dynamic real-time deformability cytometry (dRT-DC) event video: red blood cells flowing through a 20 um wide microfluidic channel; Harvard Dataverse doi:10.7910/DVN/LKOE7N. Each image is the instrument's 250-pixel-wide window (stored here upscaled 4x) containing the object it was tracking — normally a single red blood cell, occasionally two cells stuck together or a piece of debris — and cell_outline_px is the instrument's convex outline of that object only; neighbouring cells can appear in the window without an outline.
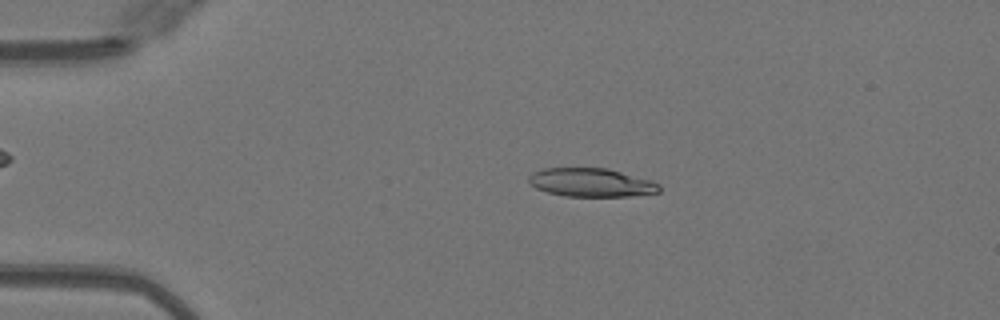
{"species": "Egyptian fruit bat (a non-hibernating species)", "species_latin": "Rousettus aegyptiacus", "temperature_condition": "warm", "stored_images_in_passage": 49, "camera_frame_rate_fps": 3000, "um_per_image_px": 0.085, "animal": {"sex": "female"}, "frame": {"image": 1, "passage_image": 10, "time_ms": 3.0, "image_size_px": [1000, 320], "cell_outline_px": [[660, 192], [628, 196], [564, 196], [548, 192], [536, 188], [528, 180], [528, 176], [532, 172], [544, 168], [608, 168], [648, 180], [660, 184]], "centroid_in_image_um": [50.22, 15.51], "position_along_channel_um": 34.8, "area_um2": 21.5}}
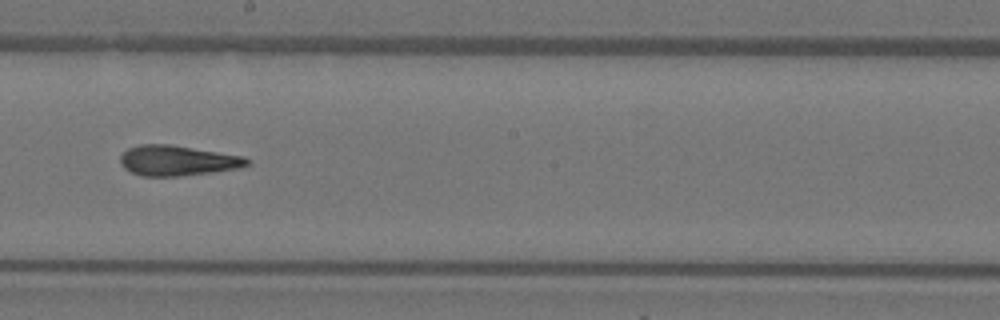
{"frame": {"image": 2, "passage_image": 28, "time_ms": 9.0, "image_size_px": [1000, 320], "cell_outline_px": [[252, 164], [240, 168], [212, 172], [180, 176], [140, 176], [124, 168], [120, 164], [120, 156], [128, 148], [140, 144], [172, 144], [244, 156], [252, 160]], "centroid_in_image_um": [15.12, 13.64], "position_along_channel_um": 233.1, "area_um2": 22.66}}
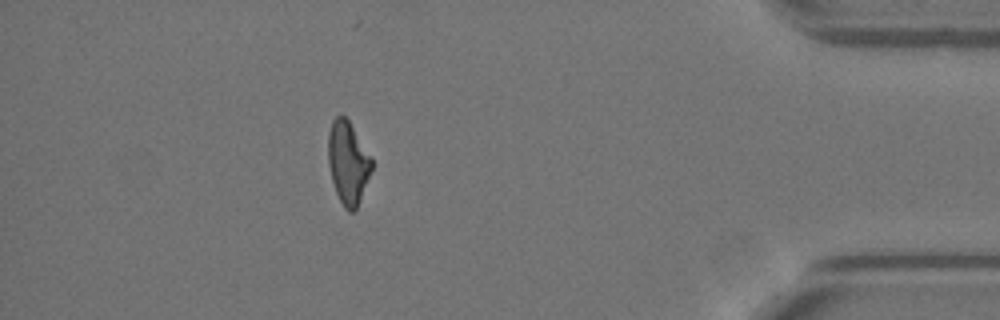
{"frame": {"image": 3, "passage_image": 44, "time_ms": 14.333, "image_size_px": [1000, 320], "cell_outline_px": [[372, 168], [356, 208], [352, 212], [348, 212], [344, 208], [336, 192], [332, 180], [328, 164], [328, 132], [332, 120], [340, 112], [348, 120], [372, 156]], "centroid_in_image_um": [29.56, 13.78], "position_along_channel_um": 405.6, "area_um2": 20.92}, "authors_computed_cell_mechanics": {"area_um2": 22.4264, "velocity_mm_per_s": 4.0625, "shape_relaxation_time_tau1_ms": 6.5635, "shape_relaxation_time_tau2_ms": 2.1686, "deformation_change_tau1": 0.2361, "deformation_change_tau2": 0.1133}}